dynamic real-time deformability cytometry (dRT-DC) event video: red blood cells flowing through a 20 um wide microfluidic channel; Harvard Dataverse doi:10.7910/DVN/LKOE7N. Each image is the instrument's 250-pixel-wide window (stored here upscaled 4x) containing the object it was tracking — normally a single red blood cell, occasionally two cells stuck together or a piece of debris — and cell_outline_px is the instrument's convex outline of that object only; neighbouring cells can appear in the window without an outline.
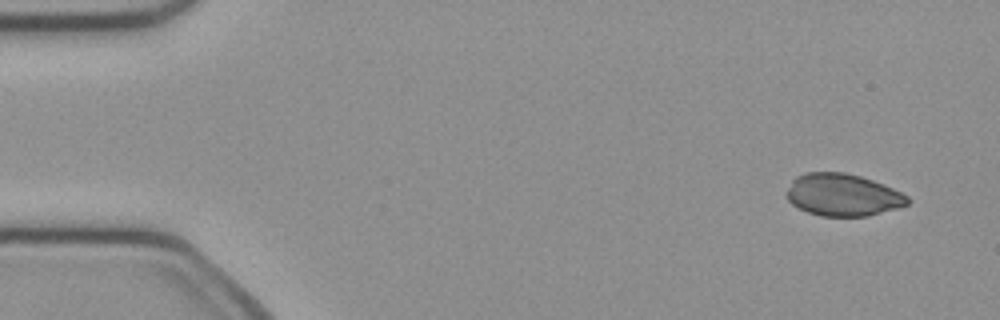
{"species": "common noctule bat (a hibernating species)", "species_latin": "Nyctalus noctula", "temperature_condition": "cold", "stored_images_in_passage": 49, "segment_of_instrument_passage": [1, 2], "camera_frame_rate_fps": 3000, "um_per_image_px": 0.085, "animal": {"sex": "female", "body_mass_g": 21.9}, "frame": {"image": 1, "passage_image": 1, "time_ms": 0.0, "image_size_px": [1000, 320], "cell_outline_px": [[908, 204], [896, 208], [868, 216], [820, 216], [808, 212], [792, 204], [788, 200], [784, 192], [792, 180], [796, 176], [804, 172], [844, 172], [860, 176], [872, 180], [892, 188], [908, 196]], "centroid_in_image_um": [71.58, 16.56], "position_along_channel_um": 13.4, "area_um2": 29.77}}
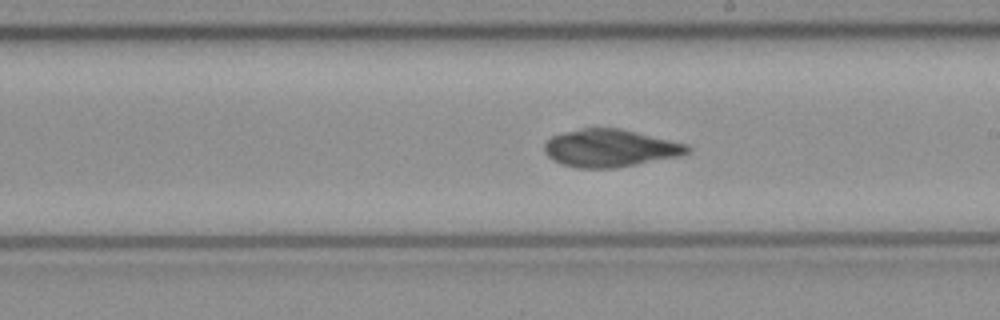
{"frame": {"image": 2, "passage_image": 26, "time_ms": 8.333, "image_size_px": [1000, 320], "cell_outline_px": [[692, 148], [688, 152], [680, 156], [616, 168], [576, 168], [560, 164], [552, 160], [544, 152], [544, 144], [552, 136], [564, 132], [580, 128], [620, 128], [688, 144]], "centroid_in_image_um": [51.85, 12.6], "position_along_channel_um": 237.2, "area_um2": 31.5}}
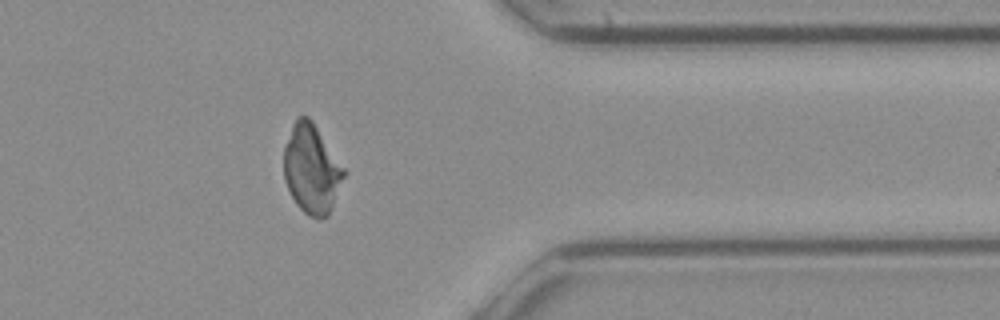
{"frame": {"image": 3, "passage_image": 38, "time_ms": 12.333, "image_size_px": [1000, 320], "cell_outline_px": [[348, 172], [328, 216], [320, 220], [308, 216], [296, 204], [284, 180], [284, 148], [292, 124], [300, 116], [308, 116], [312, 120]], "centroid_in_image_um": [26.52, 14.39], "position_along_channel_um": 384.9, "area_um2": 31.5}}